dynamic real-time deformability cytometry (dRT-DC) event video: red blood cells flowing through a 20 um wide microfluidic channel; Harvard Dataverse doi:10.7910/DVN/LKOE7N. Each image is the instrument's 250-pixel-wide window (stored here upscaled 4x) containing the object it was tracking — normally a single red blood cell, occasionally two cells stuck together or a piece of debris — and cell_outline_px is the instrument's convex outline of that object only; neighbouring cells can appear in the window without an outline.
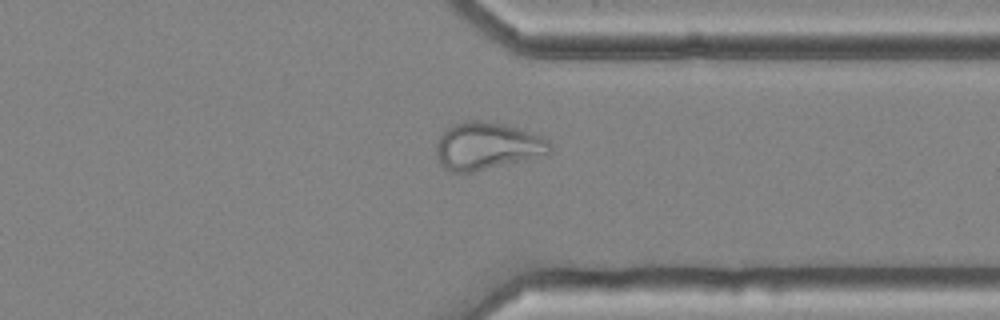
{"species": "common noctule bat (a hibernating species)", "species_latin": "Nyctalus noctula", "temperature_condition": "cold", "stored_images_in_passage": 43, "camera_frame_rate_fps": 3000, "um_per_image_px": 0.085, "animal": {"sex": "female", "body_mass_g": 25.1}, "frame": {"image": 1, "passage_image": 31, "time_ms": 10.0, "image_size_px": [1000, 320], "cell_outline_px": [[552, 152], [472, 172], [452, 172], [444, 168], [440, 164], [436, 152], [436, 144], [440, 136], [452, 124], [464, 120], [476, 120], [504, 124], [540, 136], [548, 140], [552, 144]], "centroid_in_image_um": [41.35, 12.4], "position_along_channel_um": 370.1, "area_um2": 30.81}}